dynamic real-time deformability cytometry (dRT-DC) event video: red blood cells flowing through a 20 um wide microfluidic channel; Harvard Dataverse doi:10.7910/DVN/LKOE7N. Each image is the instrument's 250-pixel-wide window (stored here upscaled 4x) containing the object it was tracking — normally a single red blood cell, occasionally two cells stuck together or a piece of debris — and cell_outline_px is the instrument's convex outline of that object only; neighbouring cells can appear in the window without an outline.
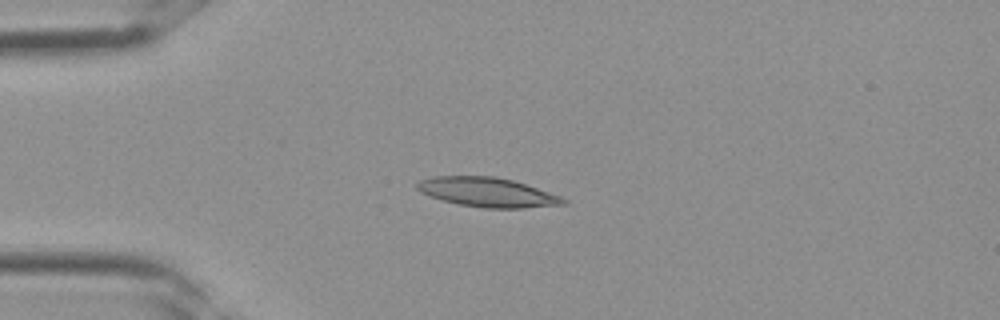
{"species": "Egyptian fruit bat (a non-hibernating species)", "species_latin": "Rousettus aegyptiacus", "temperature_condition": "room temperature", "stored_images_in_passage": 2, "camera_frame_rate_fps": 3000, "um_per_image_px": 0.085, "frame": {"image": 1, "passage_image": 2, "time_ms": 0.333, "image_size_px": [1000, 320], "cell_outline_px": [[568, 204], [524, 208], [484, 208], [460, 204], [444, 200], [420, 192], [416, 188], [416, 184], [420, 180], [432, 176], [496, 176], [512, 180], [560, 196], [568, 200]], "centroid_in_image_um": [41.44, 16.34], "position_along_channel_um": 43.6, "area_um2": 24.85}}